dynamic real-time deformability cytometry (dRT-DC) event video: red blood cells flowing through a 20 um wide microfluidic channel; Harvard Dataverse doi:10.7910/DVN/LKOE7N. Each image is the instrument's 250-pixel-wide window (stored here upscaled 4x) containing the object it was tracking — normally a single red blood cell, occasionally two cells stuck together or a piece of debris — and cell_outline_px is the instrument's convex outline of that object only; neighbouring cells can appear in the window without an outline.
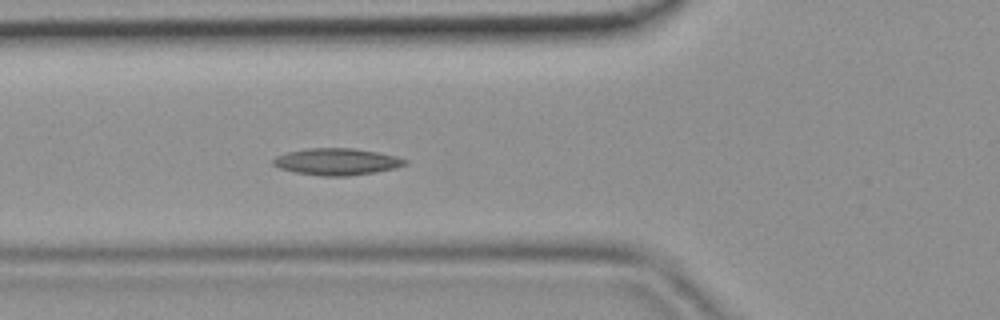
{"species": "common noctule bat (a hibernating species)", "species_latin": "Nyctalus noctula", "temperature_condition": "room temperature", "stored_images_in_passage": 45, "camera_frame_rate_fps": 3000, "um_per_image_px": 0.085, "animal": {"sex": "female", "body_mass_g": 19.9}, "frame": {"image": 1, "passage_image": 16, "time_ms": 5.0, "image_size_px": [1000, 320], "cell_outline_px": [[408, 164], [392, 168], [372, 172], [348, 176], [320, 176], [296, 172], [280, 168], [272, 164], [272, 160], [276, 156], [288, 152], [308, 148], [352, 148], [376, 152], [396, 156], [408, 160]], "centroid_in_image_um": [28.6, 13.74], "position_along_channel_um": 97.2, "area_um2": 20.35}}
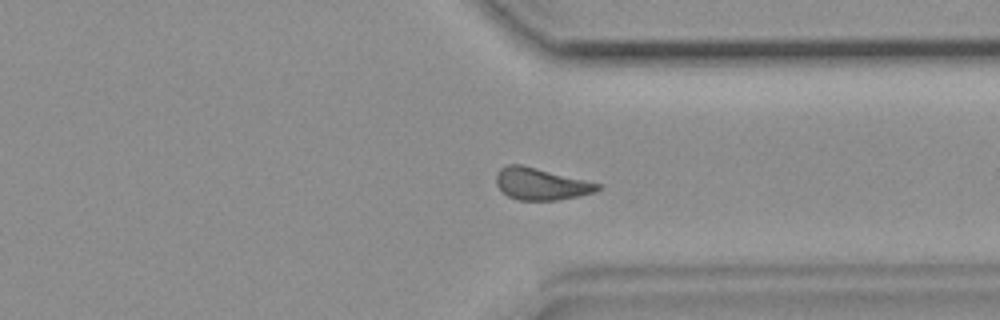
{"frame": {"image": 2, "passage_image": 34, "time_ms": 11.0, "image_size_px": [1000, 320], "cell_outline_px": [[604, 184], [596, 192], [580, 196], [556, 200], [520, 200], [508, 196], [496, 184], [496, 172], [500, 168], [508, 164], [520, 164]], "centroid_in_image_um": [46.02, 15.63], "position_along_channel_um": 365.4, "area_um2": 18.96}}
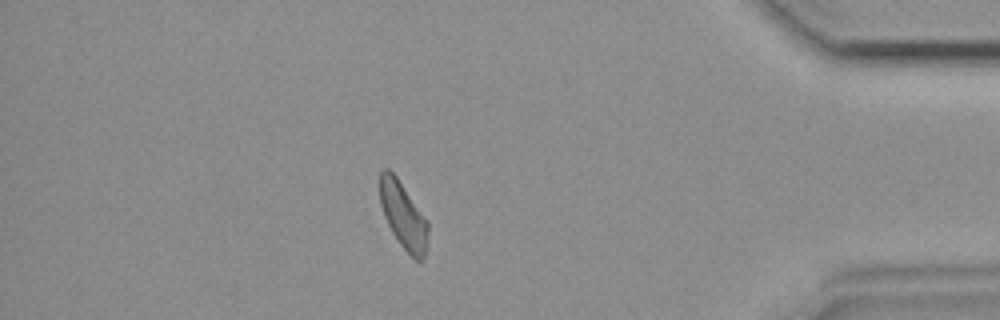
{"frame": {"image": 3, "passage_image": 39, "time_ms": 12.667, "image_size_px": [1000, 320], "cell_outline_px": [[428, 232], [424, 256], [420, 260], [416, 260], [400, 244], [392, 232], [384, 216], [380, 204], [380, 172], [384, 168], [388, 168], [396, 176], [428, 220]], "centroid_in_image_um": [34.27, 18.28], "position_along_channel_um": 400.9, "area_um2": 18.44}}